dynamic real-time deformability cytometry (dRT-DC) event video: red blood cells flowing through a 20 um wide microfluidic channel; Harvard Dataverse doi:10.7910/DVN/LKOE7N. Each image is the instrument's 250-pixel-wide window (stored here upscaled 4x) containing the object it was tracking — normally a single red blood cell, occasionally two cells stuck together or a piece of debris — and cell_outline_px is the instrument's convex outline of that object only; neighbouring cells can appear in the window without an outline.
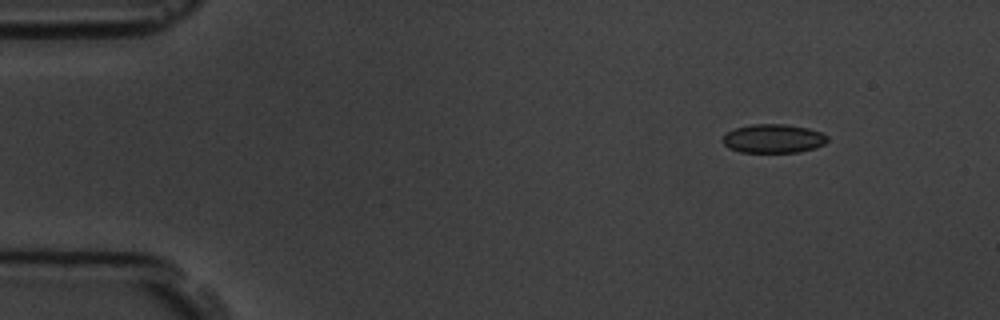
{"species": "common noctule bat (a hibernating species)", "species_latin": "Nyctalus noctula", "temperature_condition": "room temperature", "stored_images_in_passage": 5, "camera_frame_rate_fps": 3000, "um_per_image_px": 0.085, "animal": {"sex": "male", "body_mass_g": 19.5, "forearm_length_mm": 54.6}, "frame": {"image": 1, "passage_image": 1, "time_ms": 0.0, "image_size_px": [1000, 320], "cell_outline_px": [[828, 140], [824, 144], [816, 148], [800, 152], [740, 152], [728, 148], [720, 140], [728, 132], [736, 128], [752, 124], [784, 124], [808, 128], [820, 132], [828, 136]], "centroid_in_image_um": [65.74, 11.78], "position_along_channel_um": 19.3, "area_um2": 17.63}}
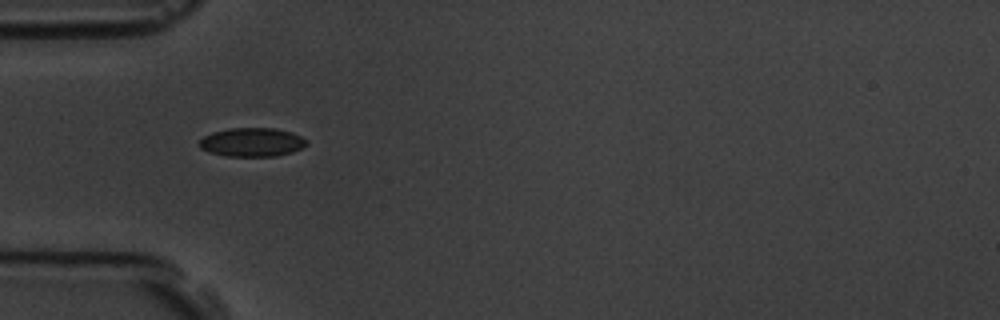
{"frame": {"image": 2, "passage_image": 4, "time_ms": 3.667, "image_size_px": [1000, 320], "cell_outline_px": [[308, 144], [292, 152], [276, 156], [224, 156], [208, 152], [200, 148], [200, 140], [204, 136], [212, 132], [228, 128], [276, 128], [292, 132], [308, 140]], "centroid_in_image_um": [21.42, 12.08], "position_along_channel_um": 63.6, "area_um2": 18.09}}
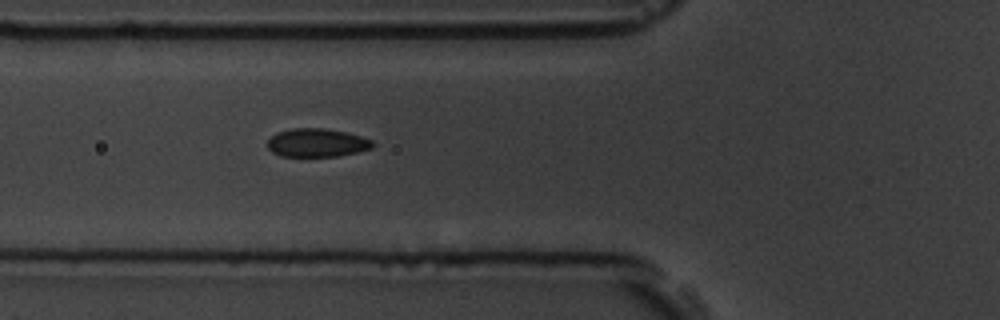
{"frame": {"image": 3, "passage_image": 5, "time_ms": 4.667, "image_size_px": [1000, 320], "cell_outline_px": [[376, 144], [372, 148], [340, 156], [280, 156], [272, 152], [268, 148], [268, 140], [276, 132], [292, 128], [324, 128], [348, 132], [372, 140]], "centroid_in_image_um": [26.95, 12.13], "position_along_channel_um": 98.9, "area_um2": 17.51}}